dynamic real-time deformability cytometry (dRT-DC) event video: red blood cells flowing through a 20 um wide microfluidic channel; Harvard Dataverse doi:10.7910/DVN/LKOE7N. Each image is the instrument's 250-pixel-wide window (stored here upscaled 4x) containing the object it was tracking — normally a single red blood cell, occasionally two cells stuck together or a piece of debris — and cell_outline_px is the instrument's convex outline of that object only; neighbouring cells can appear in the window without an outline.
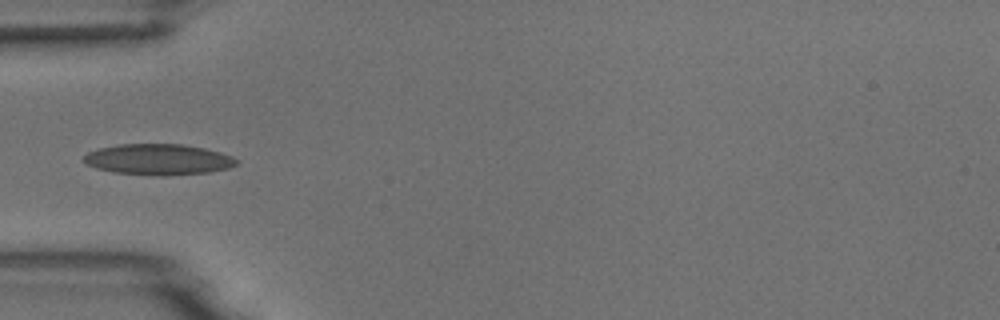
{"species": "common noctule bat (a hibernating species)", "species_latin": "Nyctalus noctula", "temperature_condition": "room temperature", "stored_images_in_passage": 5, "camera_frame_rate_fps": 3000, "um_per_image_px": 0.085, "animal": {"sex": "male", "body_mass_g": 18.8}, "frame": {"image": 1, "passage_image": 5, "time_ms": 1.333, "image_size_px": [1000, 320], "cell_outline_px": [[240, 160], [236, 164], [228, 168], [208, 172], [164, 176], [160, 176], [112, 172], [96, 168], [84, 164], [84, 156], [88, 152], [100, 148], [120, 144], [180, 144], [204, 148], [220, 152], [232, 156]], "centroid_in_image_um": [13.45, 13.56], "position_along_channel_um": 71.5, "area_um2": 27.51}}